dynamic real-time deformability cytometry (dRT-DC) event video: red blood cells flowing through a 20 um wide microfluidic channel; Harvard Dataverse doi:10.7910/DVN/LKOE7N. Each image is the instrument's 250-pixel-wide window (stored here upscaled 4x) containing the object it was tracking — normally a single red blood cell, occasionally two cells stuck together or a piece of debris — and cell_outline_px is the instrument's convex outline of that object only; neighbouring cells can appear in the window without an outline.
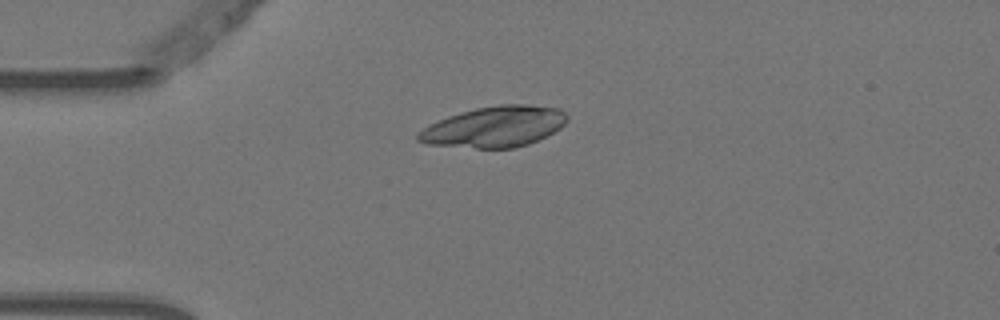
{"species": "Egyptian fruit bat (a non-hibernating species)", "species_latin": "Rousettus aegyptiacus", "temperature_condition": "warm", "stored_images_in_passage": 2, "camera_frame_rate_fps": 3000, "um_per_image_px": 0.085, "animal": {"sex": "female"}, "frame": {"image": 1, "passage_image": 1, "time_ms": 0.0, "image_size_px": [1000, 320], "cell_outline_px": [[568, 120], [560, 128], [528, 144], [512, 148], [476, 148], [428, 144], [416, 140], [416, 132], [428, 124], [448, 116], [460, 112], [476, 108], [500, 104], [524, 104], [560, 108], [568, 116]], "centroid_in_image_um": [41.99, 10.76], "position_along_channel_um": 43.0, "area_um2": 35.43}}